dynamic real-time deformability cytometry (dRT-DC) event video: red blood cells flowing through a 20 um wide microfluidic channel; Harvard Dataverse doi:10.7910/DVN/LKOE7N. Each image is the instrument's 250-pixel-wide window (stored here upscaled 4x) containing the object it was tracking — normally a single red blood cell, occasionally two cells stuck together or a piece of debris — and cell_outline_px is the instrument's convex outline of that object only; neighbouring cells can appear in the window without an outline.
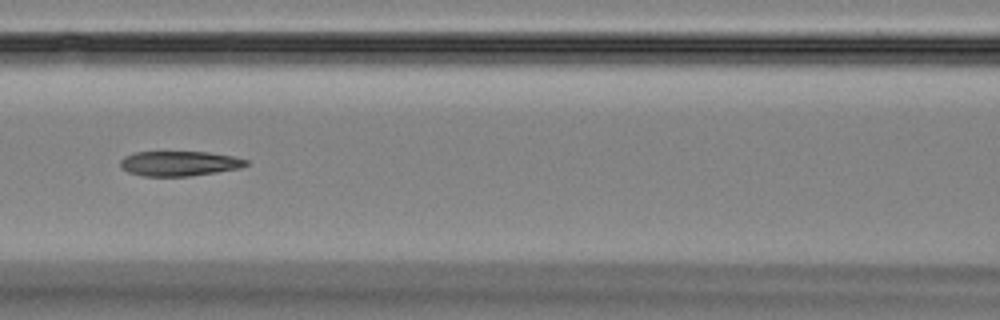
{"species": "Egyptian fruit bat (a non-hibernating species)", "species_latin": "Rousettus aegyptiacus", "temperature_condition": "room temperature", "stored_images_in_passage": 44, "camera_frame_rate_fps": 3000, "um_per_image_px": 0.085, "animal": {"sex": "female"}, "frame": {"image": 1, "passage_image": 12, "time_ms": 3.667, "image_size_px": [1000, 320], "cell_outline_px": [[248, 164], [240, 168], [216, 172], [188, 176], [144, 176], [128, 172], [120, 168], [120, 160], [124, 156], [132, 152], [208, 152], [232, 156], [248, 160]], "centroid_in_image_um": [15.2, 13.89], "position_along_channel_um": 151.4, "area_um2": 18.26}}
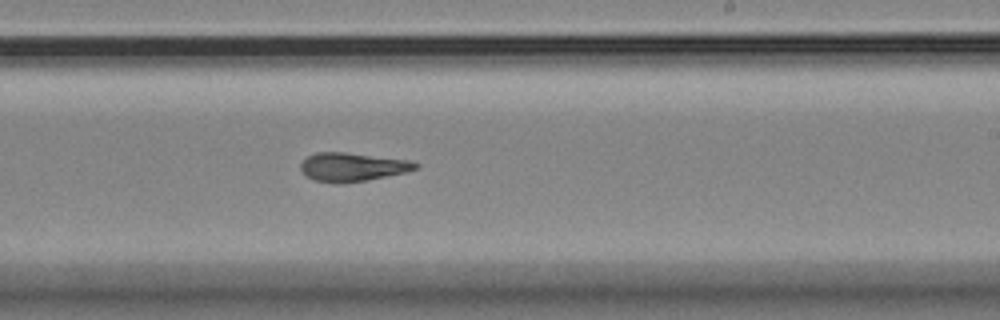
{"frame": {"image": 2, "passage_image": 21, "time_ms": 6.667, "image_size_px": [1000, 320], "cell_outline_px": [[420, 164], [416, 168], [404, 172], [368, 180], [316, 180], [308, 176], [300, 168], [300, 164], [308, 156], [316, 152], [344, 152], [408, 160]], "centroid_in_image_um": [29.97, 14.14], "position_along_channel_um": 259.0, "area_um2": 18.09}}
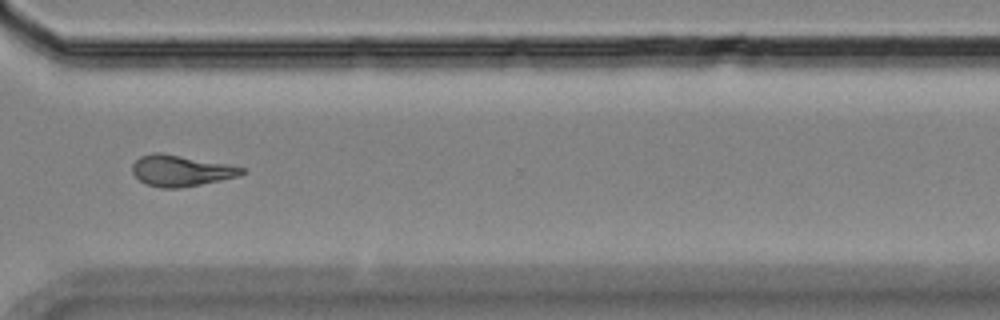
{"frame": {"image": 3, "passage_image": 29, "time_ms": 9.333, "image_size_px": [1000, 320], "cell_outline_px": [[248, 172], [236, 176], [220, 180], [180, 188], [160, 188], [144, 184], [132, 172], [132, 164], [140, 156], [152, 152], [160, 152], [228, 164], [244, 168]], "centroid_in_image_um": [15.34, 14.5], "position_along_channel_um": 355.3, "area_um2": 19.83}, "authors_computed_cell_mechanics": {"area_um2": 19.4208, "velocity_mm_per_s": 3.5987, "shape_relaxation_time_tau1_ms": null, "shape_relaxation_time_tau2_ms": 4.7539, "deformation_change_tau1": null, "deformation_change_tau2": 0.1517}}